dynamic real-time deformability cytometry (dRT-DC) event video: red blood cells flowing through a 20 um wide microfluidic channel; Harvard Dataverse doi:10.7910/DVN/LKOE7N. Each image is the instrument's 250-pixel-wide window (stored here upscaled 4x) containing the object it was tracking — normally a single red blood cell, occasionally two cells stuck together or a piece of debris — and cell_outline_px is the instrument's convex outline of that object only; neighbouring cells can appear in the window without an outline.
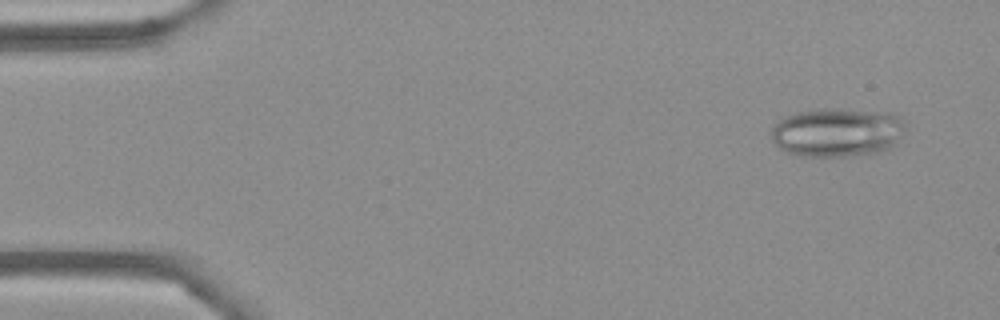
{"species": "Egyptian fruit bat (a non-hibernating species)", "species_latin": "Rousettus aegyptiacus", "temperature_condition": "cold", "stored_images_in_passage": 54, "camera_frame_rate_fps": 3000, "um_per_image_px": 0.085, "frame": {"image": 1, "passage_image": 4, "time_ms": 1.0, "image_size_px": [1000, 320], "cell_outline_px": [[904, 128], [900, 136], [888, 148], [880, 152], [844, 156], [804, 156], [788, 152], [780, 148], [772, 140], [772, 128], [776, 120], [784, 116], [796, 112], [816, 108], [832, 108], [888, 112], [896, 116], [904, 124]], "centroid_in_image_um": [71.09, 11.22], "position_along_channel_um": 13.9, "area_um2": 38.03}}
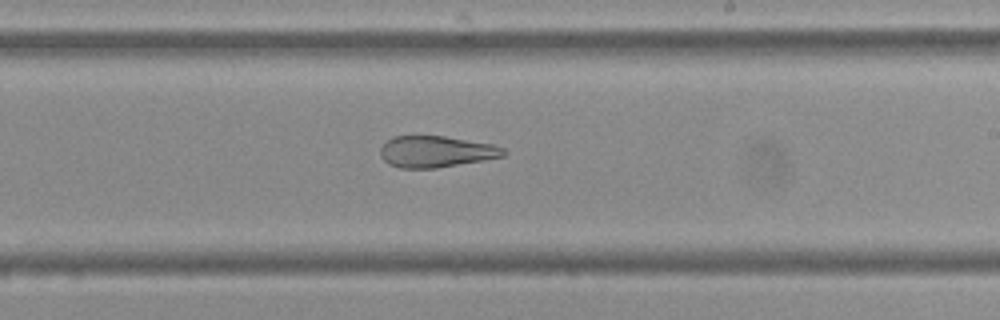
{"frame": {"image": 2, "passage_image": 32, "time_ms": 10.333, "image_size_px": [1000, 320], "cell_outline_px": [[508, 152], [504, 156], [484, 160], [436, 168], [400, 168], [388, 164], [380, 156], [380, 148], [392, 136], [444, 136], [492, 144], [504, 148]], "centroid_in_image_um": [37.06, 12.89], "position_along_channel_um": 251.9, "area_um2": 22.54}}
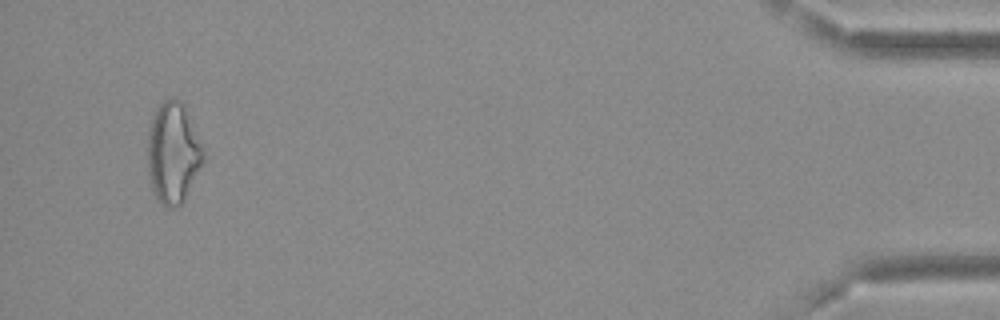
{"frame": {"image": 3, "passage_image": 52, "time_ms": 17.0, "image_size_px": [1000, 320], "cell_outline_px": [[204, 160], [184, 200], [180, 204], [172, 208], [168, 208], [160, 204], [152, 192], [148, 176], [148, 128], [152, 116], [160, 104], [164, 100], [180, 100], [184, 104], [204, 152]], "centroid_in_image_um": [14.68, 13.04], "position_along_channel_um": 420.5, "area_um2": 32.6}, "authors_computed_cell_mechanics": {"area_um2": 28.5243, "velocity_mm_per_s": 3.7021, "shape_relaxation_time_tau1_ms": null, "shape_relaxation_time_tau2_ms": 4.015, "deformation_change_tau1": null, "deformation_change_tau2": 0.1254}}